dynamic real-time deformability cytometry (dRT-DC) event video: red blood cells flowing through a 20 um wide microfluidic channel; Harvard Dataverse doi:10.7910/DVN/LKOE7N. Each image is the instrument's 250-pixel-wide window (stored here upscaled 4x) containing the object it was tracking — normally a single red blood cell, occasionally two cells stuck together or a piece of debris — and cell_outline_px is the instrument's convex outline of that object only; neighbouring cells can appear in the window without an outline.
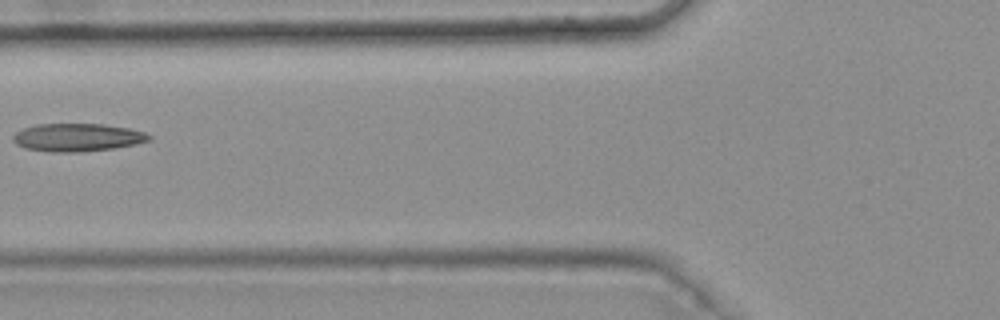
{"species": "common noctule bat (a hibernating species)", "species_latin": "Nyctalus noctula", "temperature_condition": "warm", "stored_images_in_passage": 6, "camera_frame_rate_fps": 3000, "um_per_image_px": 0.085, "animal": {"sex": "female", "body_mass_g": 25.1}, "frame": {"image": 1, "passage_image": 5, "time_ms": 1.333, "image_size_px": [1000, 320], "cell_outline_px": [[152, 140], [136, 144], [112, 148], [80, 152], [52, 152], [24, 148], [16, 144], [12, 140], [12, 136], [16, 132], [24, 128], [36, 124], [104, 124], [128, 128], [144, 132], [152, 136]], "centroid_in_image_um": [6.57, 11.68], "position_along_channel_um": 119.2, "area_um2": 22.2}}
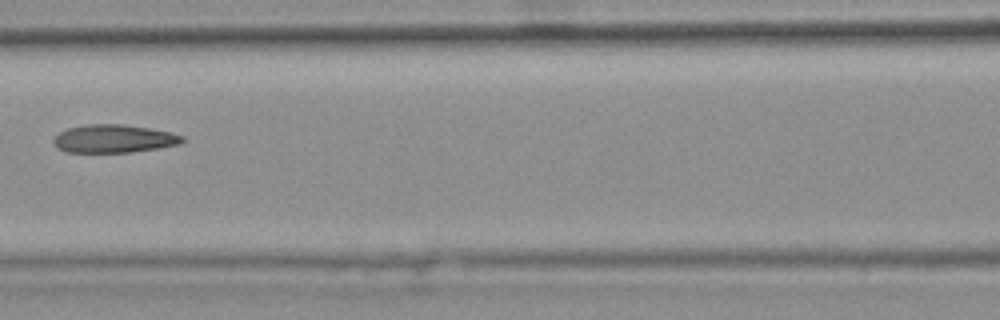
{"frame": {"image": 2, "passage_image": 6, "time_ms": 1.667, "image_size_px": [1000, 320], "cell_outline_px": [[184, 140], [180, 144], [156, 148], [128, 152], [64, 152], [52, 140], [60, 132], [68, 128], [88, 124], [124, 124], [172, 132], [184, 136]], "centroid_in_image_um": [9.7, 11.78], "position_along_channel_um": 156.9, "area_um2": 20.87}}